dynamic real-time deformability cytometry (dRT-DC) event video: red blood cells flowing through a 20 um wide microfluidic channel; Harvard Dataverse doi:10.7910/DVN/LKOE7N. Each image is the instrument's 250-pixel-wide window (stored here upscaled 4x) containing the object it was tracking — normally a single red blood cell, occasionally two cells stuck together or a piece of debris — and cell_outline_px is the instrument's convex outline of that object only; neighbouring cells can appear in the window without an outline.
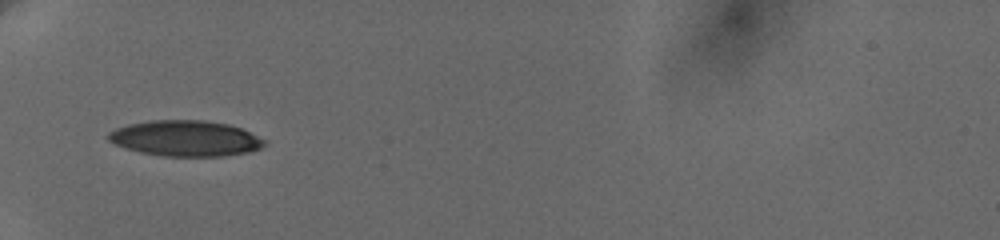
{"species": "human", "species_latin": "Homo sapiens", "temperature_condition": "cold", "stored_images_in_passage": 8, "camera_frame_rate_fps": 3000, "um_per_image_px": 0.085, "donor": {"sex": "female"}, "frame": {"image": 1, "passage_image": 1, "time_ms": 0.0, "image_size_px": [1000, 240], "cell_outline_px": [[268, 144], [260, 148], [248, 152], [224, 156], [164, 156], [140, 152], [116, 144], [108, 140], [108, 132], [116, 128], [128, 124], [152, 120], [204, 120], [228, 124], [240, 128], [264, 140]], "centroid_in_image_um": [15.76, 11.76], "position_along_channel_um": 69.2, "area_um2": 32.25}}
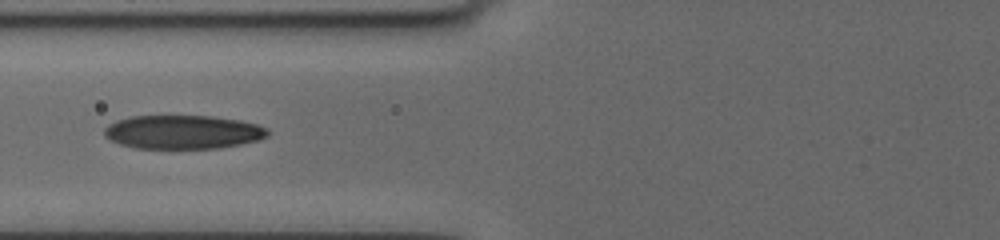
{"frame": {"image": 2, "passage_image": 7, "time_ms": 1.333, "image_size_px": [1000, 240], "cell_outline_px": [[268, 136], [260, 140], [220, 148], [136, 148], [120, 144], [104, 136], [104, 128], [108, 124], [116, 120], [128, 116], [212, 116], [240, 120], [256, 124], [264, 128], [268, 132]], "centroid_in_image_um": [15.52, 11.22], "position_along_channel_um": 110.3, "area_um2": 32.14}}